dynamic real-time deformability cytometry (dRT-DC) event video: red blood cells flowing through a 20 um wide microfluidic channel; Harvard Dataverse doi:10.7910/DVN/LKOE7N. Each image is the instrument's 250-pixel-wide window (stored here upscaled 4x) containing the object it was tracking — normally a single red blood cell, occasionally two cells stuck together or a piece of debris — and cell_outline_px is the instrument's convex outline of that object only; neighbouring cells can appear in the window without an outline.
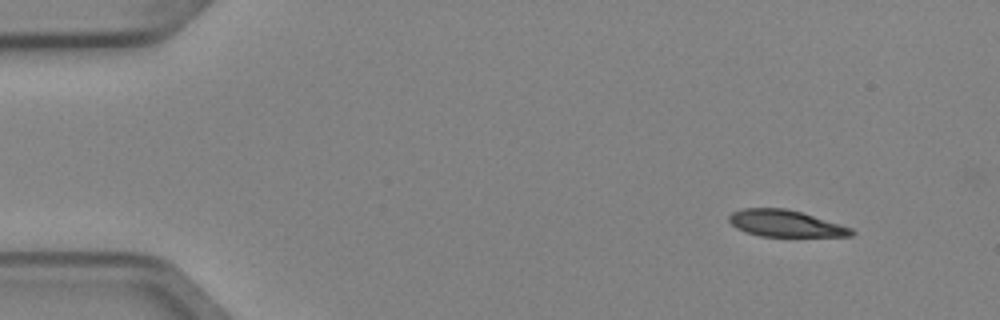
{"species": "Egyptian fruit bat (a non-hibernating species)", "species_latin": "Rousettus aegyptiacus", "temperature_condition": "cold", "stored_images_in_passage": 5, "camera_frame_rate_fps": 3000, "um_per_image_px": 0.085, "animal": {"sex": "female"}, "frame": {"image": 1, "passage_image": 5, "time_ms": 1.333, "image_size_px": [1000, 320], "cell_outline_px": [[856, 232], [852, 236], [760, 236], [736, 228], [728, 220], [728, 216], [732, 212], [744, 208], [788, 208], [852, 228]], "centroid_in_image_um": [66.75, 18.99], "position_along_channel_um": 18.2, "area_um2": 18.84}}